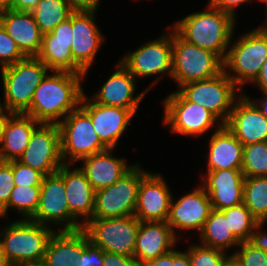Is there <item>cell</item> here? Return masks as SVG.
Wrapping results in <instances>:
<instances>
[{
	"label": "cell",
	"instance_id": "6da1fadb",
	"mask_svg": "<svg viewBox=\"0 0 267 266\" xmlns=\"http://www.w3.org/2000/svg\"><path fill=\"white\" fill-rule=\"evenodd\" d=\"M50 72L34 91L30 108L24 114L40 123L58 124L80 105L85 74Z\"/></svg>",
	"mask_w": 267,
	"mask_h": 266
},
{
	"label": "cell",
	"instance_id": "7a4b0ae2",
	"mask_svg": "<svg viewBox=\"0 0 267 266\" xmlns=\"http://www.w3.org/2000/svg\"><path fill=\"white\" fill-rule=\"evenodd\" d=\"M236 20L231 14L207 4L204 11L192 12L171 27L187 42L210 50L224 60L234 37Z\"/></svg>",
	"mask_w": 267,
	"mask_h": 266
},
{
	"label": "cell",
	"instance_id": "3957f363",
	"mask_svg": "<svg viewBox=\"0 0 267 266\" xmlns=\"http://www.w3.org/2000/svg\"><path fill=\"white\" fill-rule=\"evenodd\" d=\"M19 219L3 225L0 241L12 266L41 263L55 229L30 219Z\"/></svg>",
	"mask_w": 267,
	"mask_h": 266
},
{
	"label": "cell",
	"instance_id": "277c9868",
	"mask_svg": "<svg viewBox=\"0 0 267 266\" xmlns=\"http://www.w3.org/2000/svg\"><path fill=\"white\" fill-rule=\"evenodd\" d=\"M234 41L223 60V71L243 92L242 87L257 79L267 59V30L254 28Z\"/></svg>",
	"mask_w": 267,
	"mask_h": 266
},
{
	"label": "cell",
	"instance_id": "5b68a950",
	"mask_svg": "<svg viewBox=\"0 0 267 266\" xmlns=\"http://www.w3.org/2000/svg\"><path fill=\"white\" fill-rule=\"evenodd\" d=\"M50 71L37 57H26L1 68L2 106L11 113L24 114L30 108L34 91Z\"/></svg>",
	"mask_w": 267,
	"mask_h": 266
},
{
	"label": "cell",
	"instance_id": "8992f818",
	"mask_svg": "<svg viewBox=\"0 0 267 266\" xmlns=\"http://www.w3.org/2000/svg\"><path fill=\"white\" fill-rule=\"evenodd\" d=\"M172 48L171 80L177 88L191 81L210 79L223 71V60L216 53L187 42L173 28Z\"/></svg>",
	"mask_w": 267,
	"mask_h": 266
},
{
	"label": "cell",
	"instance_id": "52a82bcc",
	"mask_svg": "<svg viewBox=\"0 0 267 266\" xmlns=\"http://www.w3.org/2000/svg\"><path fill=\"white\" fill-rule=\"evenodd\" d=\"M170 29V30H169ZM159 37L144 42L135 50L127 52L120 62L137 79L158 76L152 85L157 84L162 77L172 74V27H166ZM157 82V83H156Z\"/></svg>",
	"mask_w": 267,
	"mask_h": 266
},
{
	"label": "cell",
	"instance_id": "ba28073f",
	"mask_svg": "<svg viewBox=\"0 0 267 266\" xmlns=\"http://www.w3.org/2000/svg\"><path fill=\"white\" fill-rule=\"evenodd\" d=\"M188 101L205 107L223 125L243 92L224 71L210 79L191 81L177 89Z\"/></svg>",
	"mask_w": 267,
	"mask_h": 266
},
{
	"label": "cell",
	"instance_id": "9c48e42d",
	"mask_svg": "<svg viewBox=\"0 0 267 266\" xmlns=\"http://www.w3.org/2000/svg\"><path fill=\"white\" fill-rule=\"evenodd\" d=\"M163 124L170 133L199 138L211 128L223 124L202 105L188 101L178 90L168 94L162 101Z\"/></svg>",
	"mask_w": 267,
	"mask_h": 266
},
{
	"label": "cell",
	"instance_id": "30bf717a",
	"mask_svg": "<svg viewBox=\"0 0 267 266\" xmlns=\"http://www.w3.org/2000/svg\"><path fill=\"white\" fill-rule=\"evenodd\" d=\"M63 163L75 164L108 148L101 142L89 115L78 106L58 124Z\"/></svg>",
	"mask_w": 267,
	"mask_h": 266
},
{
	"label": "cell",
	"instance_id": "8fae6325",
	"mask_svg": "<svg viewBox=\"0 0 267 266\" xmlns=\"http://www.w3.org/2000/svg\"><path fill=\"white\" fill-rule=\"evenodd\" d=\"M139 162L114 184L95 191L92 218L107 219L134 215L141 179L148 173Z\"/></svg>",
	"mask_w": 267,
	"mask_h": 266
},
{
	"label": "cell",
	"instance_id": "7c38bea8",
	"mask_svg": "<svg viewBox=\"0 0 267 266\" xmlns=\"http://www.w3.org/2000/svg\"><path fill=\"white\" fill-rule=\"evenodd\" d=\"M140 221L134 216L97 219L91 218L83 230L90 241L103 251L134 257Z\"/></svg>",
	"mask_w": 267,
	"mask_h": 266
},
{
	"label": "cell",
	"instance_id": "4fadbf2b",
	"mask_svg": "<svg viewBox=\"0 0 267 266\" xmlns=\"http://www.w3.org/2000/svg\"><path fill=\"white\" fill-rule=\"evenodd\" d=\"M30 220L49 226L55 231L83 229L84 225L69 210L64 180L58 173L44 177L39 205Z\"/></svg>",
	"mask_w": 267,
	"mask_h": 266
},
{
	"label": "cell",
	"instance_id": "5bb4252c",
	"mask_svg": "<svg viewBox=\"0 0 267 266\" xmlns=\"http://www.w3.org/2000/svg\"><path fill=\"white\" fill-rule=\"evenodd\" d=\"M94 11H74L72 13L73 73L87 74L92 67L97 53L103 47L105 37L97 26Z\"/></svg>",
	"mask_w": 267,
	"mask_h": 266
},
{
	"label": "cell",
	"instance_id": "9a60e30c",
	"mask_svg": "<svg viewBox=\"0 0 267 266\" xmlns=\"http://www.w3.org/2000/svg\"><path fill=\"white\" fill-rule=\"evenodd\" d=\"M18 161L45 176L57 173L64 164L58 125L41 123L32 133L29 144Z\"/></svg>",
	"mask_w": 267,
	"mask_h": 266
},
{
	"label": "cell",
	"instance_id": "2e32d148",
	"mask_svg": "<svg viewBox=\"0 0 267 266\" xmlns=\"http://www.w3.org/2000/svg\"><path fill=\"white\" fill-rule=\"evenodd\" d=\"M212 210L208 194L198 183L196 188L178 200L172 196L166 222L178 239L181 234L177 230L182 234L190 233L191 230L199 234Z\"/></svg>",
	"mask_w": 267,
	"mask_h": 266
},
{
	"label": "cell",
	"instance_id": "e0dca14e",
	"mask_svg": "<svg viewBox=\"0 0 267 266\" xmlns=\"http://www.w3.org/2000/svg\"><path fill=\"white\" fill-rule=\"evenodd\" d=\"M79 106L89 115L95 132L108 149H116L135 116L129 109L95 103L85 92Z\"/></svg>",
	"mask_w": 267,
	"mask_h": 266
},
{
	"label": "cell",
	"instance_id": "ac0fdd59",
	"mask_svg": "<svg viewBox=\"0 0 267 266\" xmlns=\"http://www.w3.org/2000/svg\"><path fill=\"white\" fill-rule=\"evenodd\" d=\"M114 66V72L102 84L98 93H94L90 98L105 106L129 109L136 115L140 103L153 86L149 85L144 91L136 94V78L119 60Z\"/></svg>",
	"mask_w": 267,
	"mask_h": 266
},
{
	"label": "cell",
	"instance_id": "d6986e66",
	"mask_svg": "<svg viewBox=\"0 0 267 266\" xmlns=\"http://www.w3.org/2000/svg\"><path fill=\"white\" fill-rule=\"evenodd\" d=\"M160 173L149 171L140 181L134 216L139 221H167L172 189Z\"/></svg>",
	"mask_w": 267,
	"mask_h": 266
},
{
	"label": "cell",
	"instance_id": "ffe728a7",
	"mask_svg": "<svg viewBox=\"0 0 267 266\" xmlns=\"http://www.w3.org/2000/svg\"><path fill=\"white\" fill-rule=\"evenodd\" d=\"M200 186L208 194L214 210L221 211L243 203L244 176L241 169L206 171Z\"/></svg>",
	"mask_w": 267,
	"mask_h": 266
},
{
	"label": "cell",
	"instance_id": "44dd1931",
	"mask_svg": "<svg viewBox=\"0 0 267 266\" xmlns=\"http://www.w3.org/2000/svg\"><path fill=\"white\" fill-rule=\"evenodd\" d=\"M245 93L235 101L225 125L243 146L267 142V119Z\"/></svg>",
	"mask_w": 267,
	"mask_h": 266
},
{
	"label": "cell",
	"instance_id": "7402d4cb",
	"mask_svg": "<svg viewBox=\"0 0 267 266\" xmlns=\"http://www.w3.org/2000/svg\"><path fill=\"white\" fill-rule=\"evenodd\" d=\"M70 166L74 164L64 163L57 173L64 180L70 212L85 225L92 218L95 190L80 167Z\"/></svg>",
	"mask_w": 267,
	"mask_h": 266
},
{
	"label": "cell",
	"instance_id": "603a6c76",
	"mask_svg": "<svg viewBox=\"0 0 267 266\" xmlns=\"http://www.w3.org/2000/svg\"><path fill=\"white\" fill-rule=\"evenodd\" d=\"M72 14L51 32L43 34L42 45L36 56L50 70L73 72Z\"/></svg>",
	"mask_w": 267,
	"mask_h": 266
},
{
	"label": "cell",
	"instance_id": "cb8c5ba5",
	"mask_svg": "<svg viewBox=\"0 0 267 266\" xmlns=\"http://www.w3.org/2000/svg\"><path fill=\"white\" fill-rule=\"evenodd\" d=\"M178 238L166 221H140L134 258L141 264L177 247Z\"/></svg>",
	"mask_w": 267,
	"mask_h": 266
},
{
	"label": "cell",
	"instance_id": "d4e9b609",
	"mask_svg": "<svg viewBox=\"0 0 267 266\" xmlns=\"http://www.w3.org/2000/svg\"><path fill=\"white\" fill-rule=\"evenodd\" d=\"M0 23L26 57H36L42 45L40 31L31 11H0Z\"/></svg>",
	"mask_w": 267,
	"mask_h": 266
},
{
	"label": "cell",
	"instance_id": "484cf974",
	"mask_svg": "<svg viewBox=\"0 0 267 266\" xmlns=\"http://www.w3.org/2000/svg\"><path fill=\"white\" fill-rule=\"evenodd\" d=\"M114 150L107 149L78 161L82 162L80 169L95 191L114 184L134 166L127 164L126 159L116 157L112 153Z\"/></svg>",
	"mask_w": 267,
	"mask_h": 266
},
{
	"label": "cell",
	"instance_id": "4316f807",
	"mask_svg": "<svg viewBox=\"0 0 267 266\" xmlns=\"http://www.w3.org/2000/svg\"><path fill=\"white\" fill-rule=\"evenodd\" d=\"M89 241L83 229L55 231L48 241L42 263L46 266H82V250Z\"/></svg>",
	"mask_w": 267,
	"mask_h": 266
},
{
	"label": "cell",
	"instance_id": "83f0119b",
	"mask_svg": "<svg viewBox=\"0 0 267 266\" xmlns=\"http://www.w3.org/2000/svg\"><path fill=\"white\" fill-rule=\"evenodd\" d=\"M243 147L226 125L215 129L208 142L206 171L241 169Z\"/></svg>",
	"mask_w": 267,
	"mask_h": 266
},
{
	"label": "cell",
	"instance_id": "f1b7e54d",
	"mask_svg": "<svg viewBox=\"0 0 267 266\" xmlns=\"http://www.w3.org/2000/svg\"><path fill=\"white\" fill-rule=\"evenodd\" d=\"M40 124L26 114L12 113L4 126L0 159L3 162L18 160L28 146L32 133Z\"/></svg>",
	"mask_w": 267,
	"mask_h": 266
},
{
	"label": "cell",
	"instance_id": "f546056e",
	"mask_svg": "<svg viewBox=\"0 0 267 266\" xmlns=\"http://www.w3.org/2000/svg\"><path fill=\"white\" fill-rule=\"evenodd\" d=\"M197 237H199V244L221 249L228 254H231L228 252L231 248L232 250L234 248L235 251L241 244L229 228L228 217H225L221 211L214 209L211 211Z\"/></svg>",
	"mask_w": 267,
	"mask_h": 266
},
{
	"label": "cell",
	"instance_id": "4dcf8cb0",
	"mask_svg": "<svg viewBox=\"0 0 267 266\" xmlns=\"http://www.w3.org/2000/svg\"><path fill=\"white\" fill-rule=\"evenodd\" d=\"M73 12L66 0H40L31 11L43 34L51 32L61 22L70 18Z\"/></svg>",
	"mask_w": 267,
	"mask_h": 266
},
{
	"label": "cell",
	"instance_id": "1f68e13d",
	"mask_svg": "<svg viewBox=\"0 0 267 266\" xmlns=\"http://www.w3.org/2000/svg\"><path fill=\"white\" fill-rule=\"evenodd\" d=\"M243 203L259 223H267V176L244 178Z\"/></svg>",
	"mask_w": 267,
	"mask_h": 266
},
{
	"label": "cell",
	"instance_id": "d6a6232c",
	"mask_svg": "<svg viewBox=\"0 0 267 266\" xmlns=\"http://www.w3.org/2000/svg\"><path fill=\"white\" fill-rule=\"evenodd\" d=\"M41 186H15L8 204L0 211V219L8 218V210L17 211L22 219H30L39 205Z\"/></svg>",
	"mask_w": 267,
	"mask_h": 266
},
{
	"label": "cell",
	"instance_id": "836d02e7",
	"mask_svg": "<svg viewBox=\"0 0 267 266\" xmlns=\"http://www.w3.org/2000/svg\"><path fill=\"white\" fill-rule=\"evenodd\" d=\"M221 212L228 217L229 228L240 242L249 240L254 227L259 223L251 214L244 203L231 208L223 209Z\"/></svg>",
	"mask_w": 267,
	"mask_h": 266
},
{
	"label": "cell",
	"instance_id": "e575fe53",
	"mask_svg": "<svg viewBox=\"0 0 267 266\" xmlns=\"http://www.w3.org/2000/svg\"><path fill=\"white\" fill-rule=\"evenodd\" d=\"M241 170L244 177L267 176V142H258L243 147Z\"/></svg>",
	"mask_w": 267,
	"mask_h": 266
},
{
	"label": "cell",
	"instance_id": "d590c367",
	"mask_svg": "<svg viewBox=\"0 0 267 266\" xmlns=\"http://www.w3.org/2000/svg\"><path fill=\"white\" fill-rule=\"evenodd\" d=\"M191 266H224L231 254L217 248L207 247L194 242L187 249Z\"/></svg>",
	"mask_w": 267,
	"mask_h": 266
},
{
	"label": "cell",
	"instance_id": "8d00e7d4",
	"mask_svg": "<svg viewBox=\"0 0 267 266\" xmlns=\"http://www.w3.org/2000/svg\"><path fill=\"white\" fill-rule=\"evenodd\" d=\"M231 257L239 266H267V252L255 248L248 241L241 242Z\"/></svg>",
	"mask_w": 267,
	"mask_h": 266
},
{
	"label": "cell",
	"instance_id": "74e56055",
	"mask_svg": "<svg viewBox=\"0 0 267 266\" xmlns=\"http://www.w3.org/2000/svg\"><path fill=\"white\" fill-rule=\"evenodd\" d=\"M26 56L0 23V69L15 64Z\"/></svg>",
	"mask_w": 267,
	"mask_h": 266
},
{
	"label": "cell",
	"instance_id": "f35d334b",
	"mask_svg": "<svg viewBox=\"0 0 267 266\" xmlns=\"http://www.w3.org/2000/svg\"><path fill=\"white\" fill-rule=\"evenodd\" d=\"M15 186H41L45 177L40 171L13 160Z\"/></svg>",
	"mask_w": 267,
	"mask_h": 266
},
{
	"label": "cell",
	"instance_id": "ab89813d",
	"mask_svg": "<svg viewBox=\"0 0 267 266\" xmlns=\"http://www.w3.org/2000/svg\"><path fill=\"white\" fill-rule=\"evenodd\" d=\"M14 187L13 161L3 162L0 165V211L8 204Z\"/></svg>",
	"mask_w": 267,
	"mask_h": 266
},
{
	"label": "cell",
	"instance_id": "60d3db41",
	"mask_svg": "<svg viewBox=\"0 0 267 266\" xmlns=\"http://www.w3.org/2000/svg\"><path fill=\"white\" fill-rule=\"evenodd\" d=\"M104 251L89 241L82 250V266H103Z\"/></svg>",
	"mask_w": 267,
	"mask_h": 266
},
{
	"label": "cell",
	"instance_id": "b9f144b4",
	"mask_svg": "<svg viewBox=\"0 0 267 266\" xmlns=\"http://www.w3.org/2000/svg\"><path fill=\"white\" fill-rule=\"evenodd\" d=\"M255 1V0H254ZM260 2V0H256ZM253 2V0H208V5L213 8L219 9L223 12L231 14L235 19H237L236 10L239 6L246 3Z\"/></svg>",
	"mask_w": 267,
	"mask_h": 266
},
{
	"label": "cell",
	"instance_id": "7bdbcfd3",
	"mask_svg": "<svg viewBox=\"0 0 267 266\" xmlns=\"http://www.w3.org/2000/svg\"><path fill=\"white\" fill-rule=\"evenodd\" d=\"M103 266H143L134 257L104 251Z\"/></svg>",
	"mask_w": 267,
	"mask_h": 266
},
{
	"label": "cell",
	"instance_id": "ee69618b",
	"mask_svg": "<svg viewBox=\"0 0 267 266\" xmlns=\"http://www.w3.org/2000/svg\"><path fill=\"white\" fill-rule=\"evenodd\" d=\"M265 224L263 222L258 223L254 227L248 242L255 248L267 252V231L264 229Z\"/></svg>",
	"mask_w": 267,
	"mask_h": 266
},
{
	"label": "cell",
	"instance_id": "f6af8a7d",
	"mask_svg": "<svg viewBox=\"0 0 267 266\" xmlns=\"http://www.w3.org/2000/svg\"><path fill=\"white\" fill-rule=\"evenodd\" d=\"M74 11H94L99 9L101 0H66Z\"/></svg>",
	"mask_w": 267,
	"mask_h": 266
},
{
	"label": "cell",
	"instance_id": "bcb514c9",
	"mask_svg": "<svg viewBox=\"0 0 267 266\" xmlns=\"http://www.w3.org/2000/svg\"><path fill=\"white\" fill-rule=\"evenodd\" d=\"M142 265L143 266H173V249Z\"/></svg>",
	"mask_w": 267,
	"mask_h": 266
},
{
	"label": "cell",
	"instance_id": "7dc6e473",
	"mask_svg": "<svg viewBox=\"0 0 267 266\" xmlns=\"http://www.w3.org/2000/svg\"><path fill=\"white\" fill-rule=\"evenodd\" d=\"M40 0H11V9L17 11H32Z\"/></svg>",
	"mask_w": 267,
	"mask_h": 266
},
{
	"label": "cell",
	"instance_id": "c3c4849f",
	"mask_svg": "<svg viewBox=\"0 0 267 266\" xmlns=\"http://www.w3.org/2000/svg\"><path fill=\"white\" fill-rule=\"evenodd\" d=\"M173 266H191L188 252L173 249Z\"/></svg>",
	"mask_w": 267,
	"mask_h": 266
},
{
	"label": "cell",
	"instance_id": "681fc988",
	"mask_svg": "<svg viewBox=\"0 0 267 266\" xmlns=\"http://www.w3.org/2000/svg\"><path fill=\"white\" fill-rule=\"evenodd\" d=\"M252 84L256 85L259 90L267 91V59L263 63L259 76Z\"/></svg>",
	"mask_w": 267,
	"mask_h": 266
},
{
	"label": "cell",
	"instance_id": "f907efd6",
	"mask_svg": "<svg viewBox=\"0 0 267 266\" xmlns=\"http://www.w3.org/2000/svg\"><path fill=\"white\" fill-rule=\"evenodd\" d=\"M260 91L263 94L261 98L258 97L256 99L253 97L252 99L251 96L249 97L247 94L245 95L258 107V109L261 111L263 116L267 119V91H264V90H260Z\"/></svg>",
	"mask_w": 267,
	"mask_h": 266
},
{
	"label": "cell",
	"instance_id": "816d5d0a",
	"mask_svg": "<svg viewBox=\"0 0 267 266\" xmlns=\"http://www.w3.org/2000/svg\"><path fill=\"white\" fill-rule=\"evenodd\" d=\"M12 113L6 110L4 107L0 110V143L3 135L5 123Z\"/></svg>",
	"mask_w": 267,
	"mask_h": 266
},
{
	"label": "cell",
	"instance_id": "f5cc1de1",
	"mask_svg": "<svg viewBox=\"0 0 267 266\" xmlns=\"http://www.w3.org/2000/svg\"><path fill=\"white\" fill-rule=\"evenodd\" d=\"M0 266H12L7 258H6V255H5V252L3 250V246H2V243L0 241Z\"/></svg>",
	"mask_w": 267,
	"mask_h": 266
},
{
	"label": "cell",
	"instance_id": "db71d44e",
	"mask_svg": "<svg viewBox=\"0 0 267 266\" xmlns=\"http://www.w3.org/2000/svg\"><path fill=\"white\" fill-rule=\"evenodd\" d=\"M11 9V0H0V11Z\"/></svg>",
	"mask_w": 267,
	"mask_h": 266
},
{
	"label": "cell",
	"instance_id": "11a10c76",
	"mask_svg": "<svg viewBox=\"0 0 267 266\" xmlns=\"http://www.w3.org/2000/svg\"><path fill=\"white\" fill-rule=\"evenodd\" d=\"M260 2H262L263 3V5L265 4L266 6V9H265V11H266V15L265 16H267V0H260ZM266 19V23H263V25H260V26H257V28H260V29H263V30H267V17H265Z\"/></svg>",
	"mask_w": 267,
	"mask_h": 266
},
{
	"label": "cell",
	"instance_id": "9f6ffc18",
	"mask_svg": "<svg viewBox=\"0 0 267 266\" xmlns=\"http://www.w3.org/2000/svg\"><path fill=\"white\" fill-rule=\"evenodd\" d=\"M224 266H239V265L235 262V260L232 257H230L224 264Z\"/></svg>",
	"mask_w": 267,
	"mask_h": 266
},
{
	"label": "cell",
	"instance_id": "6f0895ef",
	"mask_svg": "<svg viewBox=\"0 0 267 266\" xmlns=\"http://www.w3.org/2000/svg\"><path fill=\"white\" fill-rule=\"evenodd\" d=\"M26 266H46V265L41 262V263H35V264L26 265Z\"/></svg>",
	"mask_w": 267,
	"mask_h": 266
},
{
	"label": "cell",
	"instance_id": "680465c9",
	"mask_svg": "<svg viewBox=\"0 0 267 266\" xmlns=\"http://www.w3.org/2000/svg\"><path fill=\"white\" fill-rule=\"evenodd\" d=\"M1 94V93H0ZM2 99L0 98V110L3 108V106H2V101H1Z\"/></svg>",
	"mask_w": 267,
	"mask_h": 266
}]
</instances>
